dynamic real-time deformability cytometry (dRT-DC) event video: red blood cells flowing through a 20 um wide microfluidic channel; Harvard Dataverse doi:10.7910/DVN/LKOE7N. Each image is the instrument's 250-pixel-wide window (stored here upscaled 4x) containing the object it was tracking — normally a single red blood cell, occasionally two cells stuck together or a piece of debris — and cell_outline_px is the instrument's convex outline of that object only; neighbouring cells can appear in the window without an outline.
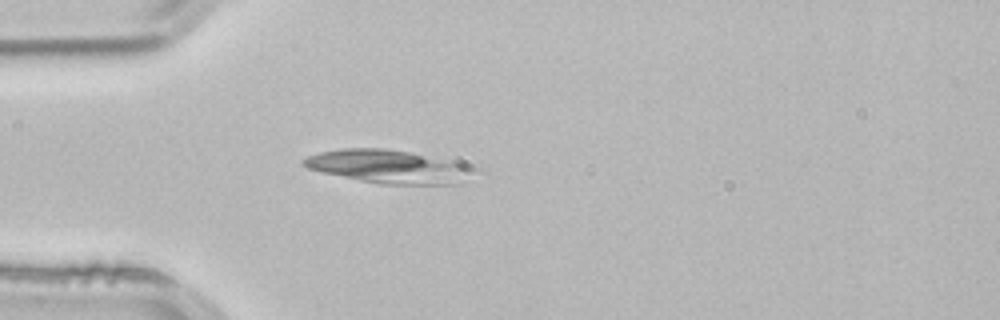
{"species": "common noctule bat (a hibernating species)", "species_latin": "Nyctalus noctula", "temperature_condition": "room temperature", "stored_images_in_passage": 3, "camera_frame_rate_fps": 3000, "um_per_image_px": 0.085, "animal": {"sex": "male", "body_mass_g": 21.5, "forearm_length_mm": 52.0}, "frame": {"image": 1, "passage_image": 3, "time_ms": 0.667, "image_size_px": [1000, 320], "cell_outline_px": [[488, 172], [464, 184], [380, 184], [360, 180], [324, 172], [308, 168], [300, 164], [300, 160], [308, 156], [320, 152], [344, 148], [384, 148], [412, 152], [468, 164], [480, 168]], "centroid_in_image_um": [33.29, 14.17], "position_along_channel_um": 51.7, "area_um2": 34.1}}